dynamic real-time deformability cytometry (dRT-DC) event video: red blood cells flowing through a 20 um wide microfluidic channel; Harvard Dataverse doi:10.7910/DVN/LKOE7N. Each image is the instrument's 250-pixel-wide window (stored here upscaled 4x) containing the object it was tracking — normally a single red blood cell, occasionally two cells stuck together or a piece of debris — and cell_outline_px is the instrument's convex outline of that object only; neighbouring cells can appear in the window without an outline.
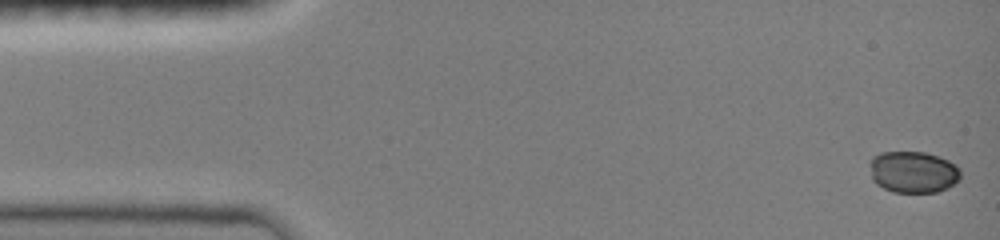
{"species": "common noctule bat (a hibernating species)", "species_latin": "Nyctalus noctula", "temperature_condition": "room temperature", "stored_images_in_passage": 25, "camera_frame_rate_fps": 3000, "um_per_image_px": 0.085, "animal": {"sex": "female", "body_mass_g": 19.0, "forearm_length_mm": 51.5}, "frame": {"image": 1, "passage_image": 1, "time_ms": 0.0, "image_size_px": [1000, 240], "cell_outline_px": [[960, 180], [948, 188], [936, 192], [892, 192], [876, 184], [872, 180], [868, 164], [872, 156], [880, 152], [924, 152], [940, 156], [956, 164], [960, 168]], "centroid_in_image_um": [77.61, 14.61], "position_along_channel_um": 7.4, "area_um2": 22.48}}
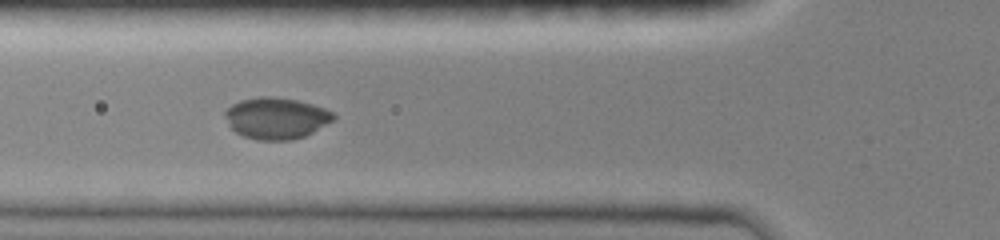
{"frame": {"image": 2, "passage_image": 11, "time_ms": 5.333, "image_size_px": [1000, 240], "cell_outline_px": [[336, 120], [304, 136], [292, 140], [256, 140], [244, 136], [236, 132], [228, 124], [224, 116], [224, 112], [232, 104], [240, 100], [260, 96], [272, 96], [296, 100], [312, 104], [324, 108], [332, 112], [336, 116]], "centroid_in_image_um": [23.48, 10.04], "position_along_channel_um": 102.3, "area_um2": 26.3}}
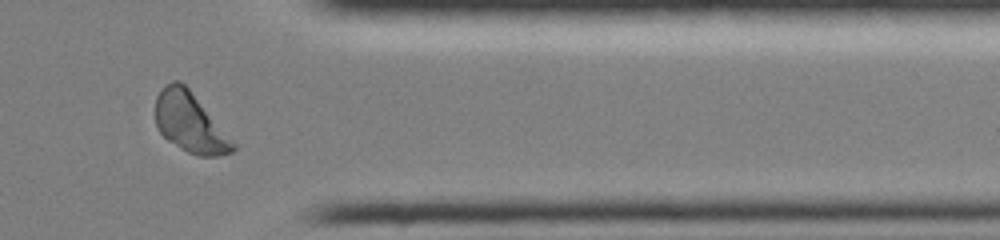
{"frame": {"image": 3, "passage_image": 19, "time_ms": 12.667, "image_size_px": [1000, 240], "cell_outline_px": [[236, 148], [232, 152], [216, 156], [200, 156], [188, 152], [180, 148], [168, 140], [160, 132], [156, 124], [156, 96], [164, 84], [172, 80], [176, 80], [184, 84], [188, 88], [236, 144]], "centroid_in_image_um": [16.13, 10.41], "position_along_channel_um": 395.3, "area_um2": 26.53}}